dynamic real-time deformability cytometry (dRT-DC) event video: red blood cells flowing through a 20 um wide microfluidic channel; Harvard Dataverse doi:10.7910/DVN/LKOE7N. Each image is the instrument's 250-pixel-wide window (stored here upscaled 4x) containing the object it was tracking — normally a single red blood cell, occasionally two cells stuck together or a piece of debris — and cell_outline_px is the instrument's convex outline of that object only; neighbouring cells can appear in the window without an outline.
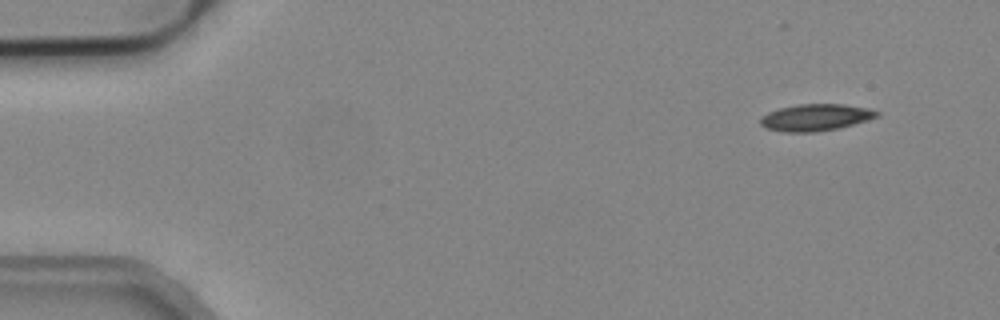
{"species": "common noctule bat (a hibernating species)", "species_latin": "Nyctalus noctula", "temperature_condition": "cold", "stored_images_in_passage": 4, "camera_frame_rate_fps": 3000, "um_per_image_px": 0.085, "animal": {"sex": "male", "body_mass_g": 19.2, "forearm_length_mm": 51.8}, "frame": {"image": 1, "passage_image": 1, "time_ms": 0.0, "image_size_px": [1000, 320], "cell_outline_px": [[880, 116], [868, 120], [836, 128], [816, 132], [784, 132], [768, 128], [760, 124], [760, 120], [768, 112], [780, 108], [800, 104], [844, 104], [868, 108], [880, 112]], "centroid_in_image_um": [69.36, 9.97], "position_along_channel_um": 15.6, "area_um2": 17.98}}
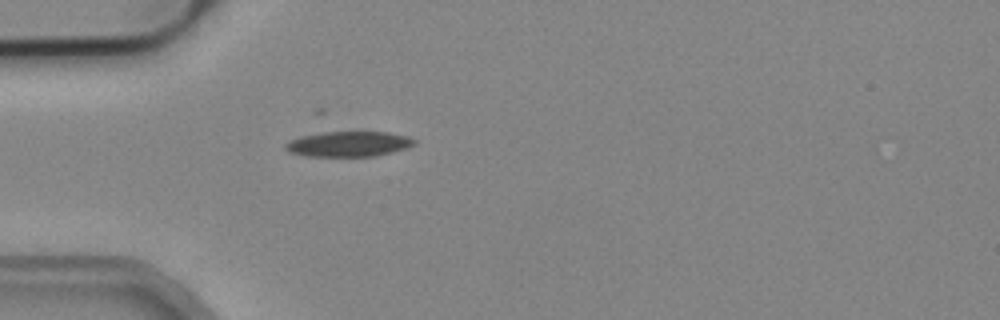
{"frame": {"image": 2, "passage_image": 4, "time_ms": 1.0, "image_size_px": [1000, 320], "cell_outline_px": [[416, 144], [408, 148], [392, 152], [372, 156], [308, 156], [292, 152], [284, 148], [284, 144], [292, 140], [304, 136], [324, 132], [388, 132], [408, 136], [416, 140]], "centroid_in_image_um": [29.71, 12.24], "position_along_channel_um": 55.3, "area_um2": 18.73}}